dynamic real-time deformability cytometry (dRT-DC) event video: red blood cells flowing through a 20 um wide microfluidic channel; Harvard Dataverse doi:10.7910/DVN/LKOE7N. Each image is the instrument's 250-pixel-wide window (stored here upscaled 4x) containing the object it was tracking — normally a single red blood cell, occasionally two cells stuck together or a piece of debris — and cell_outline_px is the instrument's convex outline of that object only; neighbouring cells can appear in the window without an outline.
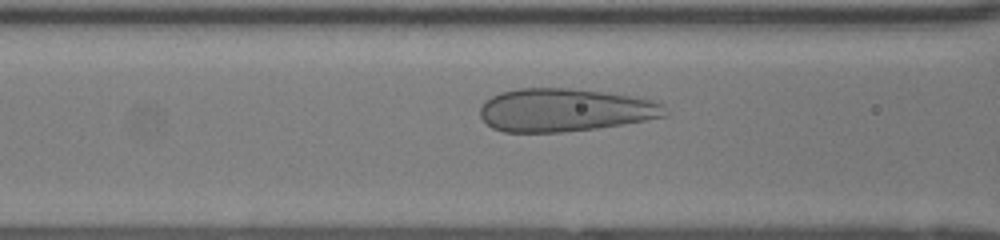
{"species": "human", "species_latin": "Homo sapiens", "temperature_condition": "room temperature", "stored_images_in_passage": 38, "camera_frame_rate_fps": 3000, "um_per_image_px": 0.085, "donor": {"sex": "female"}, "frame": {"image": 1, "passage_image": 10, "time_ms": 3.0, "image_size_px": [1000, 240], "cell_outline_px": [[668, 116], [596, 128], [560, 132], [504, 132], [492, 128], [480, 116], [480, 108], [484, 100], [500, 92], [516, 88], [568, 88], [608, 92], [636, 96], [652, 100], [660, 104], [668, 112]], "centroid_in_image_um": [47.98, 9.34], "position_along_channel_um": 118.6, "area_um2": 46.47}}
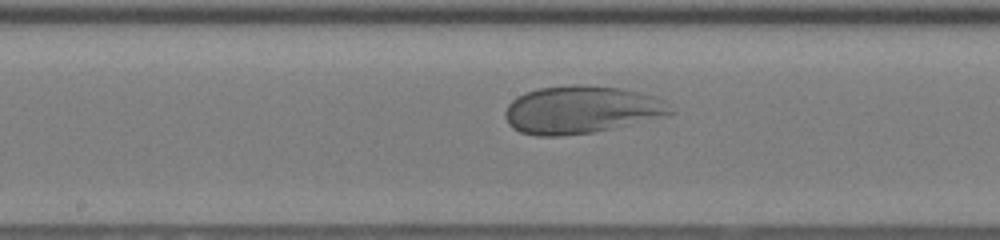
{"frame": {"image": 2, "passage_image": 16, "time_ms": 5.0, "image_size_px": [1000, 240], "cell_outline_px": [[672, 112], [668, 116], [612, 128], [592, 132], [560, 136], [536, 136], [520, 132], [512, 128], [508, 124], [504, 116], [504, 112], [508, 104], [516, 96], [524, 92], [540, 88], [572, 84], [580, 84], [616, 88], [636, 92], [652, 96], [660, 100]], "centroid_in_image_um": [49.29, 9.33], "position_along_channel_um": 198.9, "area_um2": 45.55}}
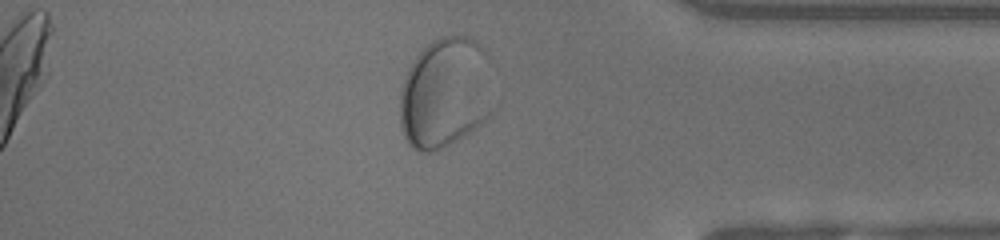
{"frame": {"image": 3, "passage_image": 32, "time_ms": 10.333, "image_size_px": [1000, 240], "cell_outline_px": [[492, 112], [480, 124], [456, 140], [432, 152], [420, 152], [412, 148], [408, 144], [400, 128], [400, 88], [404, 76], [412, 60], [432, 40], [440, 36], [468, 36], [476, 40], [488, 56], [492, 108]], "centroid_in_image_um": [37.81, 7.89], "position_along_channel_um": 397.4, "area_um2": 60.63}}